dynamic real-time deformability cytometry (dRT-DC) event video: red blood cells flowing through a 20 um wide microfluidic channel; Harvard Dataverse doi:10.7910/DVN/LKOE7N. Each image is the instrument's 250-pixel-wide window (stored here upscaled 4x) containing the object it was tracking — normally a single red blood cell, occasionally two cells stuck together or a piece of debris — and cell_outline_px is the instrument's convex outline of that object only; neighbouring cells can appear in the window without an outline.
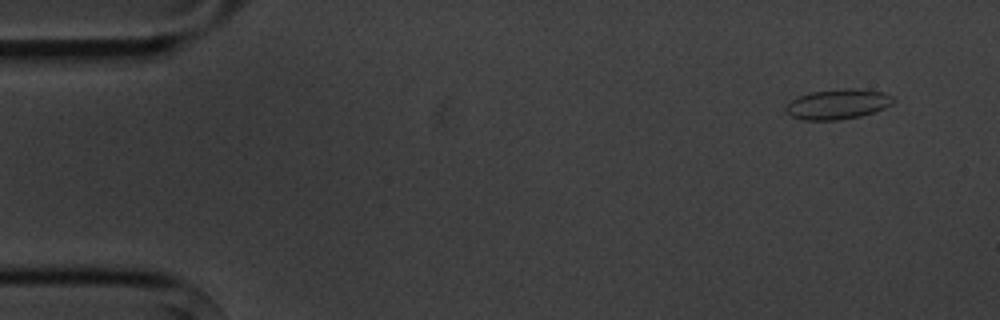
{"species": "common noctule bat (a hibernating species)", "species_latin": "Nyctalus noctula", "temperature_condition": "cold", "stored_images_in_passage": 4, "camera_frame_rate_fps": 3000, "um_per_image_px": 0.085, "animal": {"sex": "male", "body_mass_g": 20.1, "forearm_length_mm": 53.5}, "frame": {"image": 1, "passage_image": 1, "time_ms": 0.0, "image_size_px": [1000, 320], "cell_outline_px": [[896, 100], [892, 104], [884, 108], [860, 116], [836, 120], [804, 120], [792, 116], [784, 108], [792, 100], [800, 96], [812, 92], [844, 88], [856, 88], [880, 92], [892, 96]], "centroid_in_image_um": [71.23, 8.85], "position_along_channel_um": 13.8, "area_um2": 18.55}}